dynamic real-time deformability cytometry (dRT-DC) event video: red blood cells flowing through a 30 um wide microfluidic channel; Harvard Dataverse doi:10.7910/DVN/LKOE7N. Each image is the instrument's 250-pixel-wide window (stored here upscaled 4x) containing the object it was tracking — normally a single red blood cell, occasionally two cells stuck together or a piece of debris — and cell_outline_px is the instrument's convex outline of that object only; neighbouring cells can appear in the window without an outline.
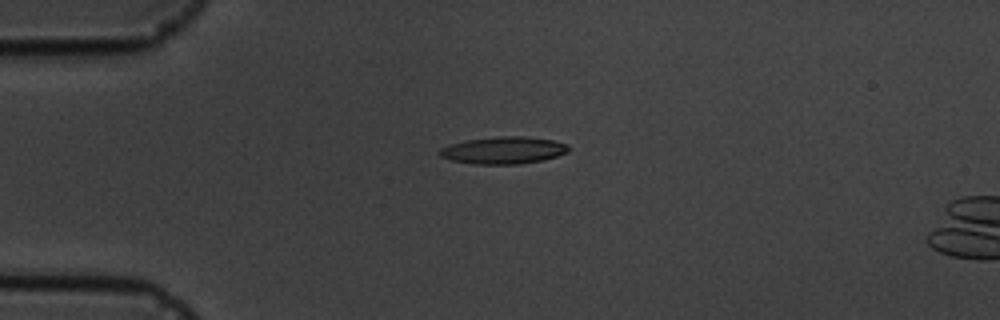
{"species": "common noctule bat (a hibernating species)", "species_latin": "Nyctalus noctula", "temperature_condition": "cold", "stored_images_in_passage": 5, "camera_frame_rate_fps": 3000, "um_per_image_px": 0.085, "animal": {"sex": "male", "body_mass_g": 19.5, "forearm_length_mm": 54.6}, "frame": {"image": 1, "passage_image": 4, "time_ms": 4.333, "image_size_px": [1000, 320], "cell_outline_px": [[568, 152], [544, 160], [516, 164], [476, 164], [452, 160], [440, 156], [440, 148], [452, 144], [468, 140], [496, 136], [524, 136], [552, 140], [568, 144]], "centroid_in_image_um": [42.82, 12.77], "position_along_channel_um": 42.2, "area_um2": 20.17}}